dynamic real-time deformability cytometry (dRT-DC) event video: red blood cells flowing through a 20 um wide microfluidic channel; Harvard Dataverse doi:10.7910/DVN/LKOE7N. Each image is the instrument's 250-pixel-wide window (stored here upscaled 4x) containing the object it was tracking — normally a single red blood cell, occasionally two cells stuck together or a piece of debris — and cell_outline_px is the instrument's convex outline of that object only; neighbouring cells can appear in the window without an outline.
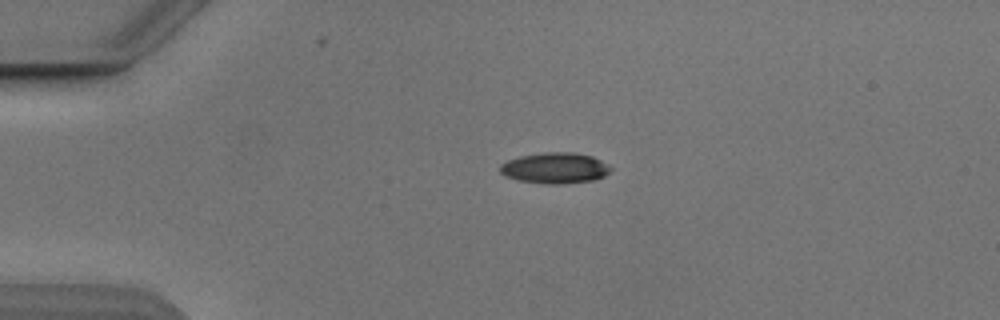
{"species": "Egyptian fruit bat (a non-hibernating species)", "species_latin": "Rousettus aegyptiacus", "temperature_condition": "cold", "stored_images_in_passage": 42, "camera_frame_rate_fps": 3000, "um_per_image_px": 0.085, "animal": {"sex": "male"}, "frame": {"image": 1, "passage_image": 1, "time_ms": 0.0, "image_size_px": [1000, 320], "cell_outline_px": [[612, 168], [604, 176], [592, 180], [556, 184], [552, 184], [520, 180], [508, 176], [500, 172], [500, 164], [508, 160], [520, 156], [544, 152], [572, 152], [592, 156], [608, 164]], "centroid_in_image_um": [47.19, 14.26], "position_along_channel_um": 37.8, "area_um2": 19.54}}
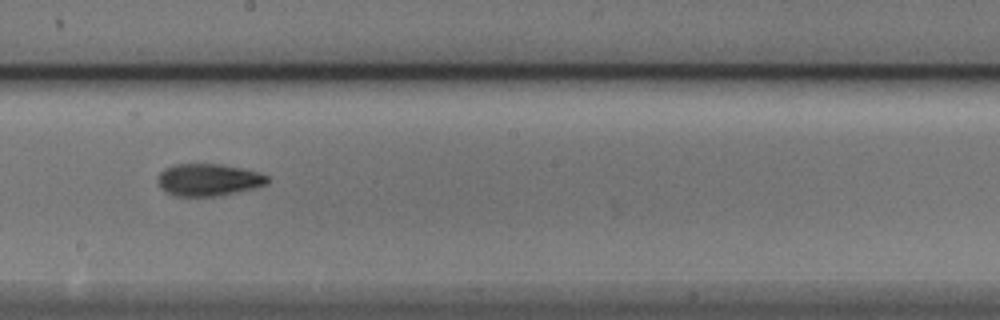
{"frame": {"image": 2, "passage_image": 19, "time_ms": 6.0, "image_size_px": [1000, 320], "cell_outline_px": [[268, 184], [236, 192], [216, 196], [176, 196], [164, 192], [160, 188], [156, 180], [156, 176], [164, 168], [172, 164], [220, 164], [260, 172], [268, 176]], "centroid_in_image_um": [17.65, 15.28], "position_along_channel_um": 230.5, "area_um2": 20.75}}
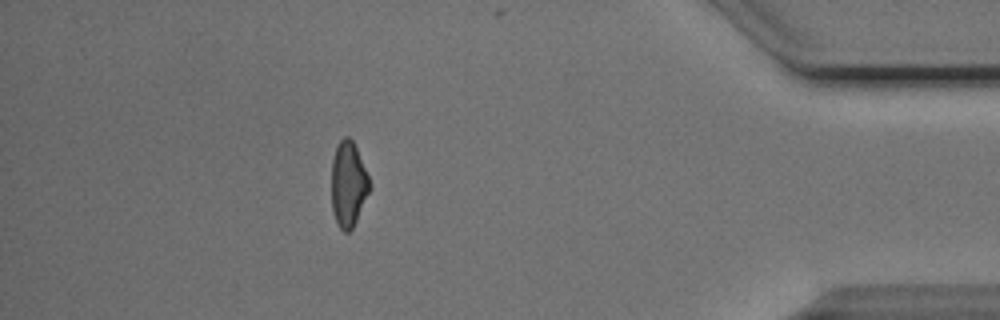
{"frame": {"image": 3, "passage_image": 36, "time_ms": 11.667, "image_size_px": [1000, 320], "cell_outline_px": [[372, 184], [356, 220], [352, 228], [348, 232], [344, 232], [340, 228], [332, 212], [332, 160], [336, 148], [340, 140], [344, 136], [348, 136], [352, 140], [356, 148]], "centroid_in_image_um": [29.6, 15.65], "position_along_channel_um": 405.6, "area_um2": 18.67}, "authors_computed_cell_mechanics": {"area_um2": 19.8543, "velocity_mm_per_s": 3.878, "shape_relaxation_time_tau1_ms": 3.153, "shape_relaxation_time_tau2_ms": 3.1162, "deformation_change_tau1": 0.1321, "deformation_change_tau2": 0.1002}}